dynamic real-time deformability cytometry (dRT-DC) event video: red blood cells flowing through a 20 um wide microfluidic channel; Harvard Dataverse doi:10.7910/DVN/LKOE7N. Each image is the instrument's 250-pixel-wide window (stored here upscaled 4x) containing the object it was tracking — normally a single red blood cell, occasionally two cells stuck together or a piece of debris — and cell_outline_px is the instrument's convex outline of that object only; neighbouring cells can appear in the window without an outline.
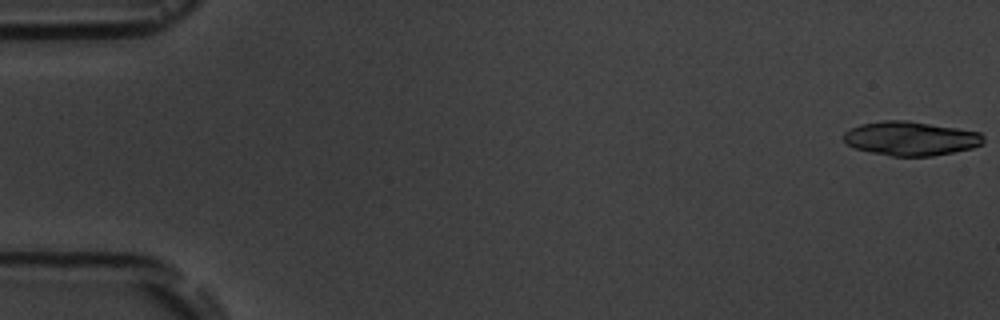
{"species": "common noctule bat (a hibernating species)", "species_latin": "Nyctalus noctula", "temperature_condition": "room temperature", "stored_images_in_passage": 5, "camera_frame_rate_fps": 3000, "um_per_image_px": 0.085, "animal": {"sex": "male", "body_mass_g": 19.5, "forearm_length_mm": 54.6}, "frame": {"image": 1, "passage_image": 1, "time_ms": 0.0, "image_size_px": [1000, 320], "cell_outline_px": [[984, 144], [972, 148], [932, 156], [892, 156], [872, 152], [856, 148], [848, 144], [844, 140], [844, 132], [860, 124], [880, 120], [908, 120], [980, 132], [984, 136]], "centroid_in_image_um": [77.43, 11.76], "position_along_channel_um": 7.6, "area_um2": 27.69}}